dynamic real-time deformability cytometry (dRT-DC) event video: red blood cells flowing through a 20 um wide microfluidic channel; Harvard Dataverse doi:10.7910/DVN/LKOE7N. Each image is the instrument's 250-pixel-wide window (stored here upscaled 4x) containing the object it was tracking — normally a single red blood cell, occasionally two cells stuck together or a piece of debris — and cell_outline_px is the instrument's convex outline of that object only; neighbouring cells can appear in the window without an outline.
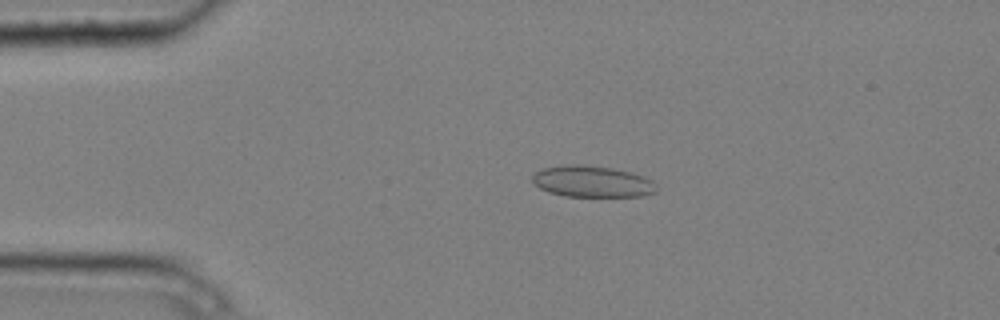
{"species": "common noctule bat (a hibernating species)", "species_latin": "Nyctalus noctula", "temperature_condition": "cold", "stored_images_in_passage": 4, "camera_frame_rate_fps": 3000, "um_per_image_px": 0.085, "animal": {"sex": "male", "body_mass_g": 20.4}, "frame": {"image": 1, "passage_image": 3, "time_ms": 0.667, "image_size_px": [1000, 320], "cell_outline_px": [[656, 192], [644, 196], [564, 196], [548, 192], [540, 188], [532, 180], [532, 176], [536, 172], [544, 168], [572, 164], [576, 164], [612, 168], [632, 172], [644, 176], [652, 180], [656, 184]], "centroid_in_image_um": [50.37, 15.43], "position_along_channel_um": 34.6, "area_um2": 22.6}}